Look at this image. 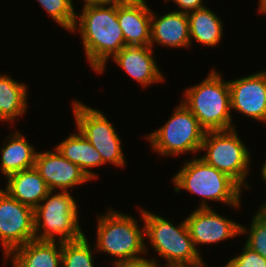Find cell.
<instances>
[{"label":"cell","instance_id":"cell-16","mask_svg":"<svg viewBox=\"0 0 266 267\" xmlns=\"http://www.w3.org/2000/svg\"><path fill=\"white\" fill-rule=\"evenodd\" d=\"M151 12L150 46L156 42L168 47H188L192 45L187 13L180 10L161 17Z\"/></svg>","mask_w":266,"mask_h":267},{"label":"cell","instance_id":"cell-6","mask_svg":"<svg viewBox=\"0 0 266 267\" xmlns=\"http://www.w3.org/2000/svg\"><path fill=\"white\" fill-rule=\"evenodd\" d=\"M53 192L50 190L34 209L35 239L55 241L57 235L59 236V242L81 239L84 233L78 222L77 203L69 191L59 190L56 194H53ZM39 231L43 233H39Z\"/></svg>","mask_w":266,"mask_h":267},{"label":"cell","instance_id":"cell-22","mask_svg":"<svg viewBox=\"0 0 266 267\" xmlns=\"http://www.w3.org/2000/svg\"><path fill=\"white\" fill-rule=\"evenodd\" d=\"M27 86L0 75V121H13L22 116L27 109Z\"/></svg>","mask_w":266,"mask_h":267},{"label":"cell","instance_id":"cell-27","mask_svg":"<svg viewBox=\"0 0 266 267\" xmlns=\"http://www.w3.org/2000/svg\"><path fill=\"white\" fill-rule=\"evenodd\" d=\"M168 0H165L167 2ZM176 3L179 9H182L181 12L189 13L195 11L200 8H204L205 6L202 3V0H172Z\"/></svg>","mask_w":266,"mask_h":267},{"label":"cell","instance_id":"cell-19","mask_svg":"<svg viewBox=\"0 0 266 267\" xmlns=\"http://www.w3.org/2000/svg\"><path fill=\"white\" fill-rule=\"evenodd\" d=\"M1 147L0 172L8 177L10 174L33 168L37 152L20 132H15L5 140Z\"/></svg>","mask_w":266,"mask_h":267},{"label":"cell","instance_id":"cell-31","mask_svg":"<svg viewBox=\"0 0 266 267\" xmlns=\"http://www.w3.org/2000/svg\"><path fill=\"white\" fill-rule=\"evenodd\" d=\"M259 13L266 14V0H259Z\"/></svg>","mask_w":266,"mask_h":267},{"label":"cell","instance_id":"cell-9","mask_svg":"<svg viewBox=\"0 0 266 267\" xmlns=\"http://www.w3.org/2000/svg\"><path fill=\"white\" fill-rule=\"evenodd\" d=\"M72 106L77 131L97 149L103 163L125 166L121 139L105 115L78 101H74Z\"/></svg>","mask_w":266,"mask_h":267},{"label":"cell","instance_id":"cell-8","mask_svg":"<svg viewBox=\"0 0 266 267\" xmlns=\"http://www.w3.org/2000/svg\"><path fill=\"white\" fill-rule=\"evenodd\" d=\"M205 132L193 113L180 103L165 125L146 137L155 152L168 157L201 151Z\"/></svg>","mask_w":266,"mask_h":267},{"label":"cell","instance_id":"cell-2","mask_svg":"<svg viewBox=\"0 0 266 267\" xmlns=\"http://www.w3.org/2000/svg\"><path fill=\"white\" fill-rule=\"evenodd\" d=\"M182 103L206 131L234 129L228 82L216 70L201 83L185 90Z\"/></svg>","mask_w":266,"mask_h":267},{"label":"cell","instance_id":"cell-25","mask_svg":"<svg viewBox=\"0 0 266 267\" xmlns=\"http://www.w3.org/2000/svg\"><path fill=\"white\" fill-rule=\"evenodd\" d=\"M249 232L245 245L266 259V211L259 209L253 217L250 231L241 225V234Z\"/></svg>","mask_w":266,"mask_h":267},{"label":"cell","instance_id":"cell-14","mask_svg":"<svg viewBox=\"0 0 266 267\" xmlns=\"http://www.w3.org/2000/svg\"><path fill=\"white\" fill-rule=\"evenodd\" d=\"M151 12L146 0H117V19L126 46H150Z\"/></svg>","mask_w":266,"mask_h":267},{"label":"cell","instance_id":"cell-1","mask_svg":"<svg viewBox=\"0 0 266 267\" xmlns=\"http://www.w3.org/2000/svg\"><path fill=\"white\" fill-rule=\"evenodd\" d=\"M76 26L82 37L86 59L98 73L105 70L109 57L126 46L117 19V0L84 5L81 15L76 14L73 32L77 31Z\"/></svg>","mask_w":266,"mask_h":267},{"label":"cell","instance_id":"cell-26","mask_svg":"<svg viewBox=\"0 0 266 267\" xmlns=\"http://www.w3.org/2000/svg\"><path fill=\"white\" fill-rule=\"evenodd\" d=\"M227 267H266V259L246 245L239 256L232 258Z\"/></svg>","mask_w":266,"mask_h":267},{"label":"cell","instance_id":"cell-4","mask_svg":"<svg viewBox=\"0 0 266 267\" xmlns=\"http://www.w3.org/2000/svg\"><path fill=\"white\" fill-rule=\"evenodd\" d=\"M145 234L154 250L167 260L165 267H201L204 265L196 250L186 221L175 227L161 216L140 209Z\"/></svg>","mask_w":266,"mask_h":267},{"label":"cell","instance_id":"cell-29","mask_svg":"<svg viewBox=\"0 0 266 267\" xmlns=\"http://www.w3.org/2000/svg\"><path fill=\"white\" fill-rule=\"evenodd\" d=\"M83 1H84L85 5H89V4H103V3H107V2H110L113 0H83ZM70 2L73 5L72 0H70Z\"/></svg>","mask_w":266,"mask_h":267},{"label":"cell","instance_id":"cell-24","mask_svg":"<svg viewBox=\"0 0 266 267\" xmlns=\"http://www.w3.org/2000/svg\"><path fill=\"white\" fill-rule=\"evenodd\" d=\"M49 16L67 31L74 28L76 14L70 0H37Z\"/></svg>","mask_w":266,"mask_h":267},{"label":"cell","instance_id":"cell-10","mask_svg":"<svg viewBox=\"0 0 266 267\" xmlns=\"http://www.w3.org/2000/svg\"><path fill=\"white\" fill-rule=\"evenodd\" d=\"M34 239V209L0 189V244L4 257Z\"/></svg>","mask_w":266,"mask_h":267},{"label":"cell","instance_id":"cell-12","mask_svg":"<svg viewBox=\"0 0 266 267\" xmlns=\"http://www.w3.org/2000/svg\"><path fill=\"white\" fill-rule=\"evenodd\" d=\"M194 246L212 244L241 234V225L221 216L212 208H197L186 219Z\"/></svg>","mask_w":266,"mask_h":267},{"label":"cell","instance_id":"cell-23","mask_svg":"<svg viewBox=\"0 0 266 267\" xmlns=\"http://www.w3.org/2000/svg\"><path fill=\"white\" fill-rule=\"evenodd\" d=\"M89 245L85 235L76 241L62 242L61 267H94Z\"/></svg>","mask_w":266,"mask_h":267},{"label":"cell","instance_id":"cell-17","mask_svg":"<svg viewBox=\"0 0 266 267\" xmlns=\"http://www.w3.org/2000/svg\"><path fill=\"white\" fill-rule=\"evenodd\" d=\"M10 256H13L12 267H59L62 266V242L34 239L13 250L6 259H11Z\"/></svg>","mask_w":266,"mask_h":267},{"label":"cell","instance_id":"cell-28","mask_svg":"<svg viewBox=\"0 0 266 267\" xmlns=\"http://www.w3.org/2000/svg\"><path fill=\"white\" fill-rule=\"evenodd\" d=\"M116 267H161L155 259H141L137 261L125 262L118 264ZM165 267V266H163Z\"/></svg>","mask_w":266,"mask_h":267},{"label":"cell","instance_id":"cell-20","mask_svg":"<svg viewBox=\"0 0 266 267\" xmlns=\"http://www.w3.org/2000/svg\"><path fill=\"white\" fill-rule=\"evenodd\" d=\"M77 132L78 134H71L55 148L63 157L78 165L92 180L98 176L89 169L99 167L104 163L97 149L79 131Z\"/></svg>","mask_w":266,"mask_h":267},{"label":"cell","instance_id":"cell-18","mask_svg":"<svg viewBox=\"0 0 266 267\" xmlns=\"http://www.w3.org/2000/svg\"><path fill=\"white\" fill-rule=\"evenodd\" d=\"M6 191L22 204L35 209L47 196L50 189L35 167L10 174Z\"/></svg>","mask_w":266,"mask_h":267},{"label":"cell","instance_id":"cell-5","mask_svg":"<svg viewBox=\"0 0 266 267\" xmlns=\"http://www.w3.org/2000/svg\"><path fill=\"white\" fill-rule=\"evenodd\" d=\"M96 251H103L118 257L113 266L144 259L139 254L147 251L143 229L130 215L109 210L106 215L98 217ZM144 234V235H143Z\"/></svg>","mask_w":266,"mask_h":267},{"label":"cell","instance_id":"cell-7","mask_svg":"<svg viewBox=\"0 0 266 267\" xmlns=\"http://www.w3.org/2000/svg\"><path fill=\"white\" fill-rule=\"evenodd\" d=\"M236 131L235 128L206 131L201 150L207 151L200 158L230 176L241 187L243 185V188H250L247 183L245 184V180L249 172L251 155Z\"/></svg>","mask_w":266,"mask_h":267},{"label":"cell","instance_id":"cell-21","mask_svg":"<svg viewBox=\"0 0 266 267\" xmlns=\"http://www.w3.org/2000/svg\"><path fill=\"white\" fill-rule=\"evenodd\" d=\"M190 40L206 46H216L222 38V21L208 7L200 8L187 14Z\"/></svg>","mask_w":266,"mask_h":267},{"label":"cell","instance_id":"cell-11","mask_svg":"<svg viewBox=\"0 0 266 267\" xmlns=\"http://www.w3.org/2000/svg\"><path fill=\"white\" fill-rule=\"evenodd\" d=\"M231 110L266 123V70L228 81Z\"/></svg>","mask_w":266,"mask_h":267},{"label":"cell","instance_id":"cell-30","mask_svg":"<svg viewBox=\"0 0 266 267\" xmlns=\"http://www.w3.org/2000/svg\"><path fill=\"white\" fill-rule=\"evenodd\" d=\"M261 173L263 176L264 181L266 182V161L263 164V167L261 168ZM261 210H265L266 209V201L263 203V205L260 206Z\"/></svg>","mask_w":266,"mask_h":267},{"label":"cell","instance_id":"cell-13","mask_svg":"<svg viewBox=\"0 0 266 267\" xmlns=\"http://www.w3.org/2000/svg\"><path fill=\"white\" fill-rule=\"evenodd\" d=\"M34 167L52 191L58 188L67 191L69 187L91 180L78 165L63 157L56 148L54 152H38Z\"/></svg>","mask_w":266,"mask_h":267},{"label":"cell","instance_id":"cell-3","mask_svg":"<svg viewBox=\"0 0 266 267\" xmlns=\"http://www.w3.org/2000/svg\"><path fill=\"white\" fill-rule=\"evenodd\" d=\"M175 192L185 189L201 196L199 208H209L206 199L220 201L239 208L242 187L230 176L207 164L203 159L186 161L183 168L174 175Z\"/></svg>","mask_w":266,"mask_h":267},{"label":"cell","instance_id":"cell-15","mask_svg":"<svg viewBox=\"0 0 266 267\" xmlns=\"http://www.w3.org/2000/svg\"><path fill=\"white\" fill-rule=\"evenodd\" d=\"M112 60L143 87L165 80L153 58L151 46H124Z\"/></svg>","mask_w":266,"mask_h":267}]
</instances>
